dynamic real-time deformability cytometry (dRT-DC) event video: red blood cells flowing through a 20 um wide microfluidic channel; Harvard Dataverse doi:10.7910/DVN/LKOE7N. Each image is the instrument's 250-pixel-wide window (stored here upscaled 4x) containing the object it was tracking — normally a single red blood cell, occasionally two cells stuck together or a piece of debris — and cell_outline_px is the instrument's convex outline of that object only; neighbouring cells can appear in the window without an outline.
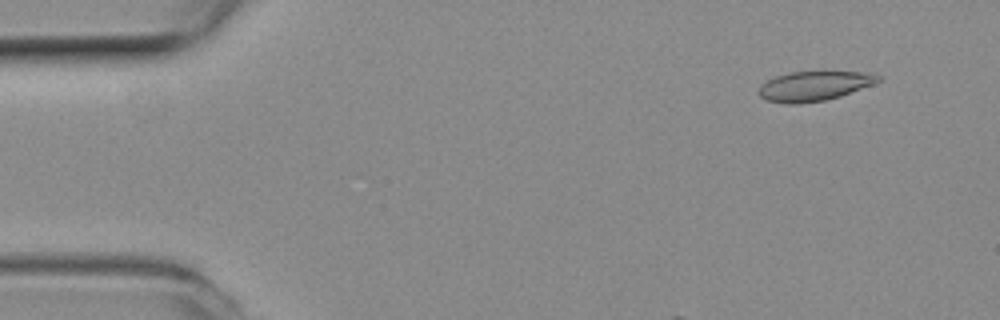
{"species": "common noctule bat (a hibernating species)", "species_latin": "Nyctalus noctula", "temperature_condition": "room temperature", "stored_images_in_passage": 20, "camera_frame_rate_fps": 3000, "um_per_image_px": 0.085, "animal": {"sex": "female", "body_mass_g": 19.3, "forearm_length_mm": 54.1}, "frame": {"image": 1, "passage_image": 5, "time_ms": 1.333, "image_size_px": [1000, 320], "cell_outline_px": [[880, 80], [872, 84], [840, 96], [824, 100], [796, 104], [784, 104], [764, 100], [760, 96], [760, 84], [776, 76], [788, 72], [872, 72], [880, 76]], "centroid_in_image_um": [69.17, 7.31], "position_along_channel_um": 15.8, "area_um2": 20.46}}
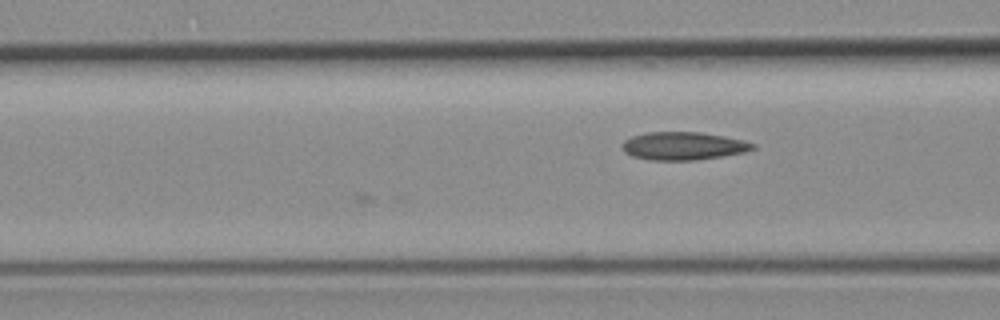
{"frame": {"image": 2, "passage_image": 20, "time_ms": 6.333, "image_size_px": [1000, 320], "cell_outline_px": [[756, 148], [744, 152], [724, 156], [696, 160], [648, 160], [632, 156], [624, 152], [620, 144], [624, 140], [632, 136], [648, 132], [700, 132], [724, 136], [756, 144]], "centroid_in_image_um": [58.05, 12.41], "position_along_channel_um": 108.6, "area_um2": 21.39}}